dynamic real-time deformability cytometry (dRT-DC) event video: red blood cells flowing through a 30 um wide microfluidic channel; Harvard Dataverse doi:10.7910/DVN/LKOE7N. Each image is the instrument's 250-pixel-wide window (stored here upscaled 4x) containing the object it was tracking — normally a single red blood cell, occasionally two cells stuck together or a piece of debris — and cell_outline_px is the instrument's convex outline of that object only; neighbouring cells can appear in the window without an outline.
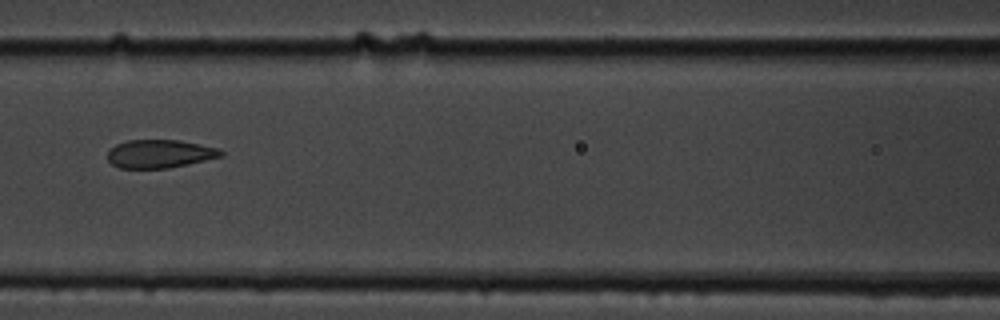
{"species": "common noctule bat (a hibernating species)", "species_latin": "Nyctalus noctula", "temperature_condition": "cold", "stored_images_in_passage": 9, "camera_frame_rate_fps": 3000, "um_per_image_px": 0.085, "animal": {"sex": "male", "body_mass_g": 19.5, "forearm_length_mm": 54.6}, "frame": {"image": 1, "passage_image": 8, "time_ms": 8.0, "image_size_px": [1000, 320], "cell_outline_px": [[224, 156], [188, 164], [168, 168], [120, 168], [112, 164], [108, 160], [108, 152], [116, 144], [128, 140], [180, 140], [220, 148], [224, 152]], "centroid_in_image_um": [13.62, 13.07], "position_along_channel_um": 153.0, "area_um2": 18.73}}
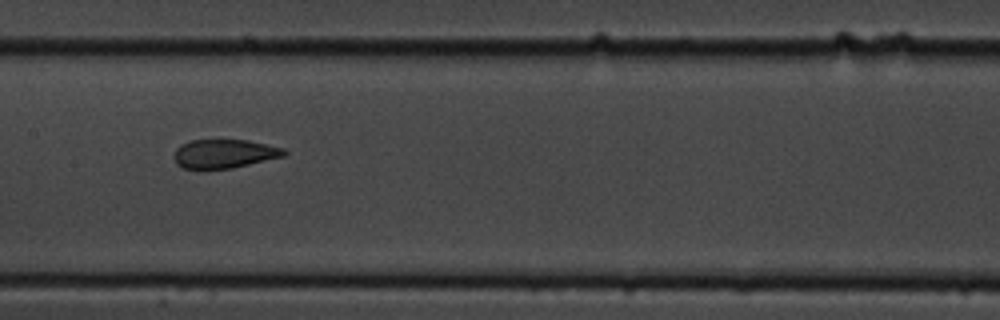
{"frame": {"image": 2, "passage_image": 9, "time_ms": 9.0, "image_size_px": [1000, 320], "cell_outline_px": [[288, 152], [284, 156], [232, 168], [204, 172], [200, 172], [184, 168], [176, 164], [176, 148], [180, 144], [188, 140], [248, 140], [284, 148]], "centroid_in_image_um": [19.02, 13.1], "position_along_channel_um": 188.4, "area_um2": 19.02}}